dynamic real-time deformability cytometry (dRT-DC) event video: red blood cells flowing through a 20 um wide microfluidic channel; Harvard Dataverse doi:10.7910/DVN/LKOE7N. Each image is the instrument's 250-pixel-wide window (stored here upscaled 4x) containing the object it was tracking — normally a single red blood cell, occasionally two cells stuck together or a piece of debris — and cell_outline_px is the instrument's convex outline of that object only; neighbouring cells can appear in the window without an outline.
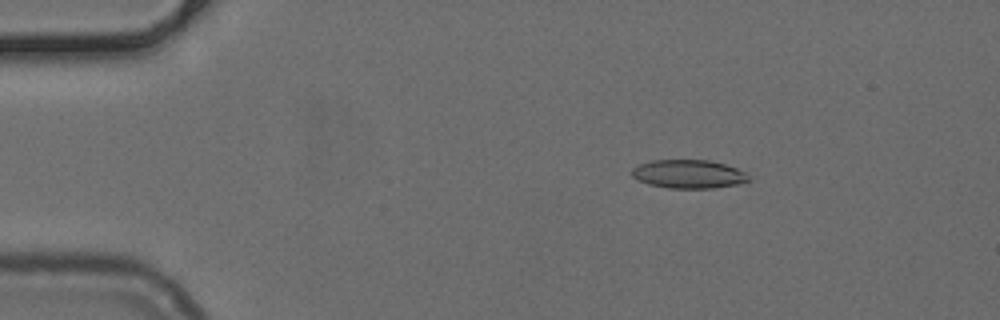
{"species": "common noctule bat (a hibernating species)", "species_latin": "Nyctalus noctula", "temperature_condition": "cold", "stored_images_in_passage": 52, "camera_frame_rate_fps": 3000, "um_per_image_px": 0.085, "animal": {"sex": "female", "body_mass_g": 24.6, "forearm_length_mm": 56.2}, "frame": {"image": 1, "passage_image": 9, "time_ms": 2.667, "image_size_px": [1000, 320], "cell_outline_px": [[752, 180], [736, 184], [712, 188], [668, 188], [648, 184], [632, 176], [632, 168], [640, 164], [652, 160], [708, 160], [724, 164], [736, 168], [744, 172]], "centroid_in_image_um": [58.52, 14.79], "position_along_channel_um": 26.5, "area_um2": 19.25}}
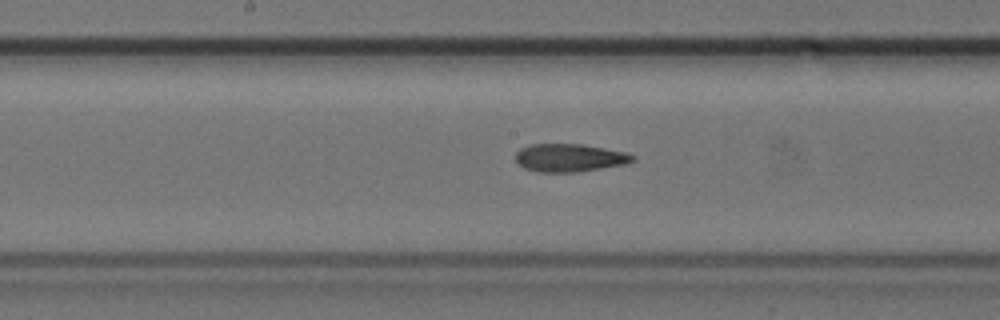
{"frame": {"image": 2, "passage_image": 27, "time_ms": 8.667, "image_size_px": [1000, 320], "cell_outline_px": [[636, 160], [624, 164], [576, 172], [540, 172], [524, 168], [516, 160], [516, 152], [520, 148], [532, 144], [584, 144], [628, 152], [636, 156]], "centroid_in_image_um": [48.45, 13.4], "position_along_channel_um": 199.8, "area_um2": 19.13}}
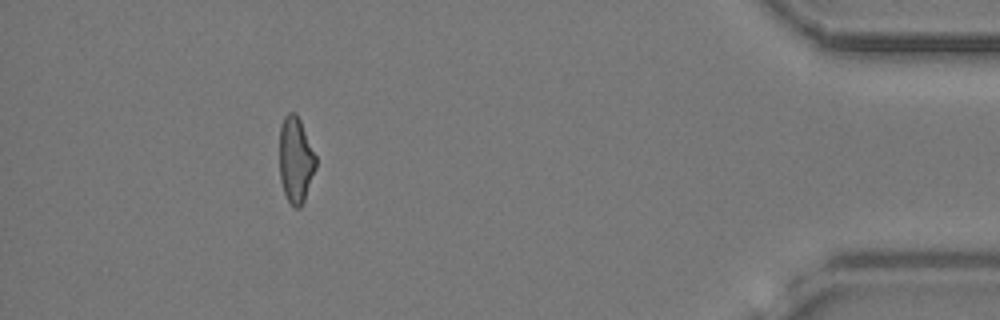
{"frame": {"image": 3, "passage_image": 47, "time_ms": 15.333, "image_size_px": [1000, 320], "cell_outline_px": [[316, 168], [304, 200], [300, 208], [296, 208], [288, 200], [284, 192], [280, 180], [280, 124], [284, 116], [288, 112], [296, 112], [300, 120], [316, 156]], "centroid_in_image_um": [25.13, 13.56], "position_along_channel_um": 410.1, "area_um2": 18.15}}